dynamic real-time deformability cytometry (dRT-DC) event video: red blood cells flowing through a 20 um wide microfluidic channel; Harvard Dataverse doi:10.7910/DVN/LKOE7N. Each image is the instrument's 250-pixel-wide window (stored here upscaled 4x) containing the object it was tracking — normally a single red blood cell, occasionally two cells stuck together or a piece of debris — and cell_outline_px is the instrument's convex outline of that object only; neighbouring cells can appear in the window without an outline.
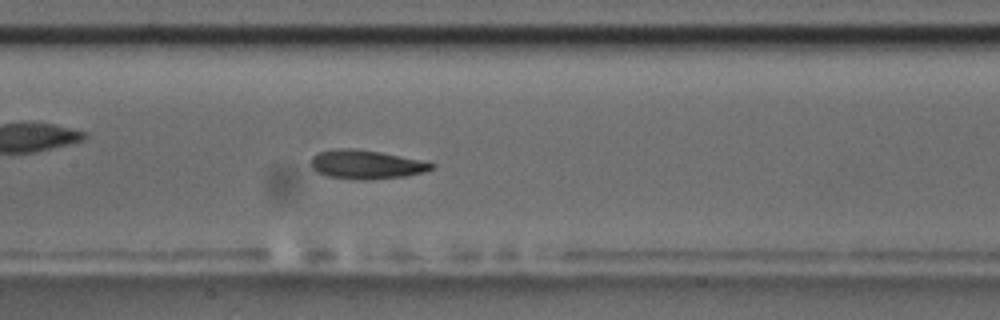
{"species": "common noctule bat (a hibernating species)", "species_latin": "Nyctalus noctula", "temperature_condition": "room temperature", "stored_images_in_passage": 52, "camera_frame_rate_fps": 3000, "um_per_image_px": 0.085, "animal": {"sex": "male", "body_mass_g": 17.5, "forearm_length_mm": 52.3}, "frame": {"image": 1, "passage_image": 23, "time_ms": 7.333, "image_size_px": [1000, 320], "cell_outline_px": [[436, 164], [432, 168], [424, 172], [408, 176], [368, 180], [356, 180], [328, 176], [316, 172], [312, 168], [312, 156], [320, 152], [336, 148], [352, 148], [380, 152], [420, 160]], "centroid_in_image_um": [31.12, 13.99], "position_along_channel_um": 176.3, "area_um2": 20.29}, "authors_computed_cell_mechanics": {"area_um2": 20.1722, "velocity_mm_per_s": 3.6132, "shape_relaxation_time_tau1_ms": 3.6871, "shape_relaxation_time_tau2_ms": 2.4595, "deformation_change_tau1": 0.1488, "deformation_change_tau2": 0.1001}}